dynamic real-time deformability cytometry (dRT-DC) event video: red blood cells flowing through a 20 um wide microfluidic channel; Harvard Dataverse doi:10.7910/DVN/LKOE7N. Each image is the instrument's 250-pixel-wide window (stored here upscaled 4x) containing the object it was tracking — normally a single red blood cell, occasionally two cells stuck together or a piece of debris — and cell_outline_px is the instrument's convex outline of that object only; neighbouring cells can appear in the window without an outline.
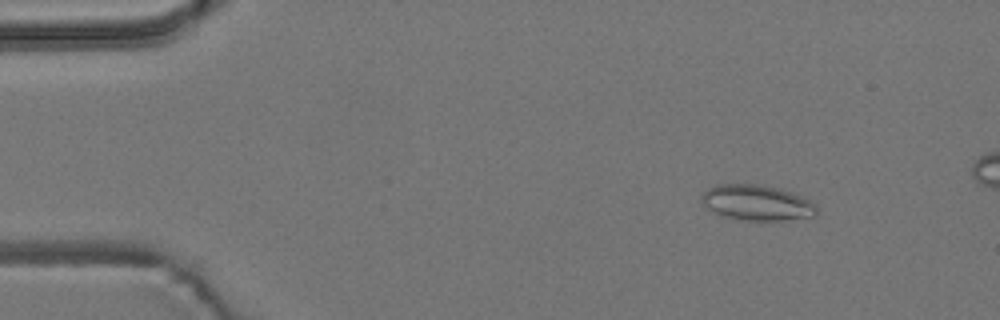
{"species": "common noctule bat (a hibernating species)", "species_latin": "Nyctalus noctula", "temperature_condition": "room temperature", "stored_images_in_passage": 4, "camera_frame_rate_fps": 3000, "um_per_image_px": 0.085, "animal": {"sex": "male", "body_mass_g": 19.2, "forearm_length_mm": 51.8}, "frame": {"image": 1, "passage_image": 1, "time_ms": 0.0, "image_size_px": [1000, 320], "cell_outline_px": [[816, 216], [784, 220], [736, 220], [720, 216], [704, 208], [700, 200], [700, 196], [708, 188], [716, 184], [756, 184], [780, 188], [792, 192], [816, 204]], "centroid_in_image_um": [64.26, 17.24], "position_along_channel_um": 20.7, "area_um2": 24.22}}